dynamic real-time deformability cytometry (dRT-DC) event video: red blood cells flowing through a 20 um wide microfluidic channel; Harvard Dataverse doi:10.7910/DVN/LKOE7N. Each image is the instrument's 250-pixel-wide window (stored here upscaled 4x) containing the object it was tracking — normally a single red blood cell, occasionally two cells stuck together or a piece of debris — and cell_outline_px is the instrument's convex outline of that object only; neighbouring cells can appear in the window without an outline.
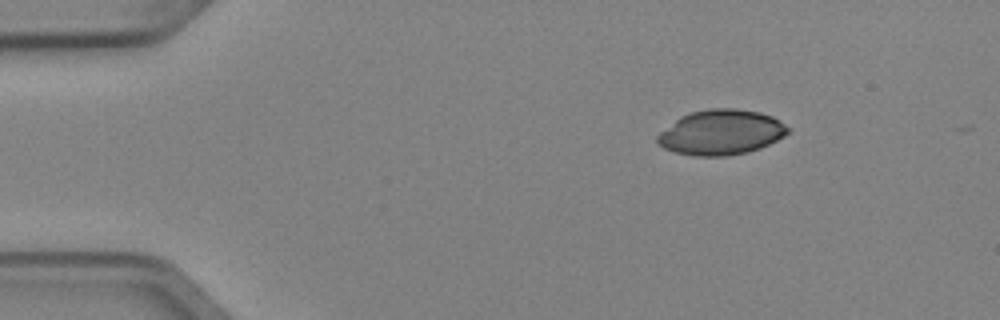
{"species": "Egyptian fruit bat (a non-hibernating species)", "species_latin": "Rousettus aegyptiacus", "temperature_condition": "cold", "stored_images_in_passage": 3, "camera_frame_rate_fps": 3000, "um_per_image_px": 0.085, "animal": {"sex": "female"}, "frame": {"image": 1, "passage_image": 1, "time_ms": 0.0, "image_size_px": [1000, 320], "cell_outline_px": [[792, 132], [760, 148], [748, 152], [724, 156], [696, 156], [676, 152], [664, 148], [656, 144], [656, 136], [660, 132], [680, 116], [692, 112], [708, 108], [736, 108], [760, 112], [772, 116], [780, 120], [792, 128]], "centroid_in_image_um": [61.32, 11.24], "position_along_channel_um": 23.7, "area_um2": 34.56}}